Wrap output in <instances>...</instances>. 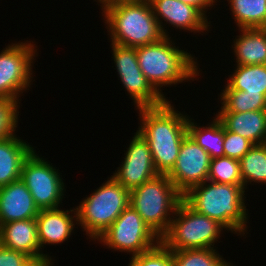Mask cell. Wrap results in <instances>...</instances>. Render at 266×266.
<instances>
[{
  "label": "cell",
  "mask_w": 266,
  "mask_h": 266,
  "mask_svg": "<svg viewBox=\"0 0 266 266\" xmlns=\"http://www.w3.org/2000/svg\"><path fill=\"white\" fill-rule=\"evenodd\" d=\"M216 250L204 248L172 251L174 266H233Z\"/></svg>",
  "instance_id": "26"
},
{
  "label": "cell",
  "mask_w": 266,
  "mask_h": 266,
  "mask_svg": "<svg viewBox=\"0 0 266 266\" xmlns=\"http://www.w3.org/2000/svg\"><path fill=\"white\" fill-rule=\"evenodd\" d=\"M183 3L189 4L197 8L208 20L207 12L212 9L214 5L220 0H180ZM209 7V8H208ZM211 7V8H210Z\"/></svg>",
  "instance_id": "32"
},
{
  "label": "cell",
  "mask_w": 266,
  "mask_h": 266,
  "mask_svg": "<svg viewBox=\"0 0 266 266\" xmlns=\"http://www.w3.org/2000/svg\"><path fill=\"white\" fill-rule=\"evenodd\" d=\"M227 229L206 215L193 210L184 200L176 209L168 231L160 241L171 251L185 249H204L214 246L222 232Z\"/></svg>",
  "instance_id": "7"
},
{
  "label": "cell",
  "mask_w": 266,
  "mask_h": 266,
  "mask_svg": "<svg viewBox=\"0 0 266 266\" xmlns=\"http://www.w3.org/2000/svg\"><path fill=\"white\" fill-rule=\"evenodd\" d=\"M175 45L171 36H165L156 43L135 47L143 75L167 101L163 86L176 87L179 83L197 80L201 71L197 57Z\"/></svg>",
  "instance_id": "2"
},
{
  "label": "cell",
  "mask_w": 266,
  "mask_h": 266,
  "mask_svg": "<svg viewBox=\"0 0 266 266\" xmlns=\"http://www.w3.org/2000/svg\"><path fill=\"white\" fill-rule=\"evenodd\" d=\"M41 156L36 153V149L31 152L23 163L21 180L39 210L59 208L66 192L64 179L60 175L62 173Z\"/></svg>",
  "instance_id": "10"
},
{
  "label": "cell",
  "mask_w": 266,
  "mask_h": 266,
  "mask_svg": "<svg viewBox=\"0 0 266 266\" xmlns=\"http://www.w3.org/2000/svg\"><path fill=\"white\" fill-rule=\"evenodd\" d=\"M237 28H266V0H227Z\"/></svg>",
  "instance_id": "23"
},
{
  "label": "cell",
  "mask_w": 266,
  "mask_h": 266,
  "mask_svg": "<svg viewBox=\"0 0 266 266\" xmlns=\"http://www.w3.org/2000/svg\"><path fill=\"white\" fill-rule=\"evenodd\" d=\"M36 48V43L26 40L12 42L0 51V97L20 105L21 94L33 85L34 60L39 54Z\"/></svg>",
  "instance_id": "8"
},
{
  "label": "cell",
  "mask_w": 266,
  "mask_h": 266,
  "mask_svg": "<svg viewBox=\"0 0 266 266\" xmlns=\"http://www.w3.org/2000/svg\"><path fill=\"white\" fill-rule=\"evenodd\" d=\"M26 266H52L47 261L31 260Z\"/></svg>",
  "instance_id": "34"
},
{
  "label": "cell",
  "mask_w": 266,
  "mask_h": 266,
  "mask_svg": "<svg viewBox=\"0 0 266 266\" xmlns=\"http://www.w3.org/2000/svg\"><path fill=\"white\" fill-rule=\"evenodd\" d=\"M183 194L166 174H158L151 180L130 191L129 205L144 222L161 238L169 229Z\"/></svg>",
  "instance_id": "5"
},
{
  "label": "cell",
  "mask_w": 266,
  "mask_h": 266,
  "mask_svg": "<svg viewBox=\"0 0 266 266\" xmlns=\"http://www.w3.org/2000/svg\"><path fill=\"white\" fill-rule=\"evenodd\" d=\"M207 180L243 186L240 161L225 156L211 159Z\"/></svg>",
  "instance_id": "27"
},
{
  "label": "cell",
  "mask_w": 266,
  "mask_h": 266,
  "mask_svg": "<svg viewBox=\"0 0 266 266\" xmlns=\"http://www.w3.org/2000/svg\"><path fill=\"white\" fill-rule=\"evenodd\" d=\"M96 1V0H94ZM136 1H143V0H97L98 6L100 5L101 10L103 11L105 8L117 4V3H122V2H136Z\"/></svg>",
  "instance_id": "33"
},
{
  "label": "cell",
  "mask_w": 266,
  "mask_h": 266,
  "mask_svg": "<svg viewBox=\"0 0 266 266\" xmlns=\"http://www.w3.org/2000/svg\"><path fill=\"white\" fill-rule=\"evenodd\" d=\"M239 161L245 190L252 182L266 185V143L254 145Z\"/></svg>",
  "instance_id": "25"
},
{
  "label": "cell",
  "mask_w": 266,
  "mask_h": 266,
  "mask_svg": "<svg viewBox=\"0 0 266 266\" xmlns=\"http://www.w3.org/2000/svg\"><path fill=\"white\" fill-rule=\"evenodd\" d=\"M101 14L111 43L138 47L165 37L149 0L117 3L105 8Z\"/></svg>",
  "instance_id": "4"
},
{
  "label": "cell",
  "mask_w": 266,
  "mask_h": 266,
  "mask_svg": "<svg viewBox=\"0 0 266 266\" xmlns=\"http://www.w3.org/2000/svg\"><path fill=\"white\" fill-rule=\"evenodd\" d=\"M244 186L205 181L191 187L183 200L197 213L222 224L227 231L248 234V209Z\"/></svg>",
  "instance_id": "3"
},
{
  "label": "cell",
  "mask_w": 266,
  "mask_h": 266,
  "mask_svg": "<svg viewBox=\"0 0 266 266\" xmlns=\"http://www.w3.org/2000/svg\"><path fill=\"white\" fill-rule=\"evenodd\" d=\"M34 149L16 134L0 140V187L21 179L23 163Z\"/></svg>",
  "instance_id": "19"
},
{
  "label": "cell",
  "mask_w": 266,
  "mask_h": 266,
  "mask_svg": "<svg viewBox=\"0 0 266 266\" xmlns=\"http://www.w3.org/2000/svg\"><path fill=\"white\" fill-rule=\"evenodd\" d=\"M130 191L112 176L76 207L78 226L92 241L103 234L129 206Z\"/></svg>",
  "instance_id": "6"
},
{
  "label": "cell",
  "mask_w": 266,
  "mask_h": 266,
  "mask_svg": "<svg viewBox=\"0 0 266 266\" xmlns=\"http://www.w3.org/2000/svg\"><path fill=\"white\" fill-rule=\"evenodd\" d=\"M32 259L0 244V266H26Z\"/></svg>",
  "instance_id": "31"
},
{
  "label": "cell",
  "mask_w": 266,
  "mask_h": 266,
  "mask_svg": "<svg viewBox=\"0 0 266 266\" xmlns=\"http://www.w3.org/2000/svg\"><path fill=\"white\" fill-rule=\"evenodd\" d=\"M97 241L112 251L134 257L155 247L160 238L129 205Z\"/></svg>",
  "instance_id": "9"
},
{
  "label": "cell",
  "mask_w": 266,
  "mask_h": 266,
  "mask_svg": "<svg viewBox=\"0 0 266 266\" xmlns=\"http://www.w3.org/2000/svg\"><path fill=\"white\" fill-rule=\"evenodd\" d=\"M149 2L164 36H170L165 29L167 24L179 31H189V34L203 33L201 35L206 34L204 32H208L212 26L211 21L208 22L197 8L180 0H149Z\"/></svg>",
  "instance_id": "14"
},
{
  "label": "cell",
  "mask_w": 266,
  "mask_h": 266,
  "mask_svg": "<svg viewBox=\"0 0 266 266\" xmlns=\"http://www.w3.org/2000/svg\"><path fill=\"white\" fill-rule=\"evenodd\" d=\"M36 223L38 242L41 248V261H47L54 266L53 261L55 260L48 253H43V250L46 245L62 244L68 241L72 233H75L74 228H78L75 227L78 224L76 207L70 210H63L61 207L42 209L36 217Z\"/></svg>",
  "instance_id": "15"
},
{
  "label": "cell",
  "mask_w": 266,
  "mask_h": 266,
  "mask_svg": "<svg viewBox=\"0 0 266 266\" xmlns=\"http://www.w3.org/2000/svg\"><path fill=\"white\" fill-rule=\"evenodd\" d=\"M0 244L3 247L24 253L32 260L41 261L36 219L2 224L0 226Z\"/></svg>",
  "instance_id": "17"
},
{
  "label": "cell",
  "mask_w": 266,
  "mask_h": 266,
  "mask_svg": "<svg viewBox=\"0 0 266 266\" xmlns=\"http://www.w3.org/2000/svg\"><path fill=\"white\" fill-rule=\"evenodd\" d=\"M223 89H237L266 96V64L236 65Z\"/></svg>",
  "instance_id": "21"
},
{
  "label": "cell",
  "mask_w": 266,
  "mask_h": 266,
  "mask_svg": "<svg viewBox=\"0 0 266 266\" xmlns=\"http://www.w3.org/2000/svg\"><path fill=\"white\" fill-rule=\"evenodd\" d=\"M215 116L225 129L241 135L254 145L266 143V110L216 112Z\"/></svg>",
  "instance_id": "18"
},
{
  "label": "cell",
  "mask_w": 266,
  "mask_h": 266,
  "mask_svg": "<svg viewBox=\"0 0 266 266\" xmlns=\"http://www.w3.org/2000/svg\"><path fill=\"white\" fill-rule=\"evenodd\" d=\"M112 60L118 72V80L123 84L129 98L131 97L136 105L140 107H156L163 105L167 100L160 95L143 75L138 61L135 47H126L110 44Z\"/></svg>",
  "instance_id": "11"
},
{
  "label": "cell",
  "mask_w": 266,
  "mask_h": 266,
  "mask_svg": "<svg viewBox=\"0 0 266 266\" xmlns=\"http://www.w3.org/2000/svg\"><path fill=\"white\" fill-rule=\"evenodd\" d=\"M138 132L147 140L158 174H167L174 166L183 139L188 134L189 115L181 113L168 100L156 107L136 108Z\"/></svg>",
  "instance_id": "1"
},
{
  "label": "cell",
  "mask_w": 266,
  "mask_h": 266,
  "mask_svg": "<svg viewBox=\"0 0 266 266\" xmlns=\"http://www.w3.org/2000/svg\"><path fill=\"white\" fill-rule=\"evenodd\" d=\"M121 165L111 175L131 191L158 175L147 140L136 130Z\"/></svg>",
  "instance_id": "13"
},
{
  "label": "cell",
  "mask_w": 266,
  "mask_h": 266,
  "mask_svg": "<svg viewBox=\"0 0 266 266\" xmlns=\"http://www.w3.org/2000/svg\"><path fill=\"white\" fill-rule=\"evenodd\" d=\"M213 118L207 126H200L201 123L197 124L190 117L187 121L188 134L210 155L211 159L224 157V127L216 116Z\"/></svg>",
  "instance_id": "22"
},
{
  "label": "cell",
  "mask_w": 266,
  "mask_h": 266,
  "mask_svg": "<svg viewBox=\"0 0 266 266\" xmlns=\"http://www.w3.org/2000/svg\"><path fill=\"white\" fill-rule=\"evenodd\" d=\"M39 211L21 179L0 187V226L12 221L36 219Z\"/></svg>",
  "instance_id": "16"
},
{
  "label": "cell",
  "mask_w": 266,
  "mask_h": 266,
  "mask_svg": "<svg viewBox=\"0 0 266 266\" xmlns=\"http://www.w3.org/2000/svg\"><path fill=\"white\" fill-rule=\"evenodd\" d=\"M210 162V155L187 134L173 168L166 175L185 194L191 187L207 181Z\"/></svg>",
  "instance_id": "12"
},
{
  "label": "cell",
  "mask_w": 266,
  "mask_h": 266,
  "mask_svg": "<svg viewBox=\"0 0 266 266\" xmlns=\"http://www.w3.org/2000/svg\"><path fill=\"white\" fill-rule=\"evenodd\" d=\"M19 108L20 105L16 101L0 97V140L16 133Z\"/></svg>",
  "instance_id": "29"
},
{
  "label": "cell",
  "mask_w": 266,
  "mask_h": 266,
  "mask_svg": "<svg viewBox=\"0 0 266 266\" xmlns=\"http://www.w3.org/2000/svg\"><path fill=\"white\" fill-rule=\"evenodd\" d=\"M218 98L221 107L218 112H249L266 110V96L248 94L237 89H222Z\"/></svg>",
  "instance_id": "24"
},
{
  "label": "cell",
  "mask_w": 266,
  "mask_h": 266,
  "mask_svg": "<svg viewBox=\"0 0 266 266\" xmlns=\"http://www.w3.org/2000/svg\"><path fill=\"white\" fill-rule=\"evenodd\" d=\"M233 40L234 65L266 64V28H240Z\"/></svg>",
  "instance_id": "20"
},
{
  "label": "cell",
  "mask_w": 266,
  "mask_h": 266,
  "mask_svg": "<svg viewBox=\"0 0 266 266\" xmlns=\"http://www.w3.org/2000/svg\"><path fill=\"white\" fill-rule=\"evenodd\" d=\"M130 258L128 266H174L172 251L161 241L150 250Z\"/></svg>",
  "instance_id": "28"
},
{
  "label": "cell",
  "mask_w": 266,
  "mask_h": 266,
  "mask_svg": "<svg viewBox=\"0 0 266 266\" xmlns=\"http://www.w3.org/2000/svg\"><path fill=\"white\" fill-rule=\"evenodd\" d=\"M254 144L241 135L224 128V156L240 160Z\"/></svg>",
  "instance_id": "30"
}]
</instances>
